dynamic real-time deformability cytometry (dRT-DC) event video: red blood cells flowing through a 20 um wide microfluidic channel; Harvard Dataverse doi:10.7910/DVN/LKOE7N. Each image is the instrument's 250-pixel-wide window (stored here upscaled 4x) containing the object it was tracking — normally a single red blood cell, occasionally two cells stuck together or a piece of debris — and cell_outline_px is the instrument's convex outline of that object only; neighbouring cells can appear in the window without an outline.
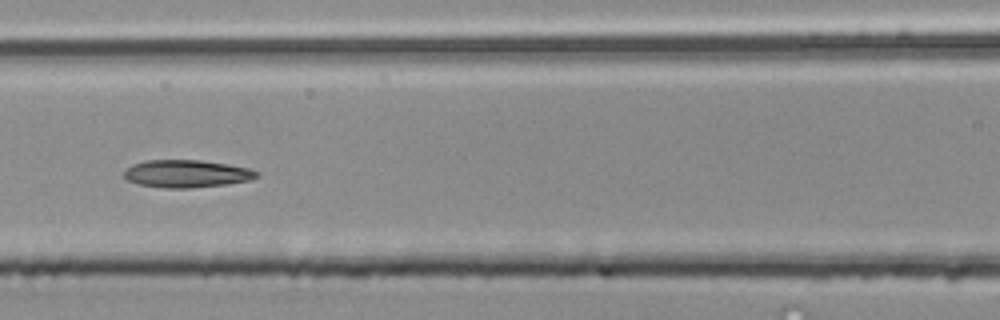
{"species": "common noctule bat (a hibernating species)", "species_latin": "Nyctalus noctula", "temperature_condition": "room temperature", "stored_images_in_passage": 15, "camera_frame_rate_fps": 3000, "um_per_image_px": 0.085, "animal": {"sex": "male", "body_mass_g": 20.4}, "frame": {"image": 1, "passage_image": 9, "time_ms": 2.667, "image_size_px": [1000, 320], "cell_outline_px": [[260, 176], [252, 180], [228, 184], [192, 188], [164, 188], [140, 184], [128, 180], [124, 176], [124, 172], [132, 164], [144, 160], [200, 160], [228, 164], [248, 168], [260, 172]], "centroid_in_image_um": [15.91, 14.76], "position_along_channel_um": 150.7, "area_um2": 21.44}}